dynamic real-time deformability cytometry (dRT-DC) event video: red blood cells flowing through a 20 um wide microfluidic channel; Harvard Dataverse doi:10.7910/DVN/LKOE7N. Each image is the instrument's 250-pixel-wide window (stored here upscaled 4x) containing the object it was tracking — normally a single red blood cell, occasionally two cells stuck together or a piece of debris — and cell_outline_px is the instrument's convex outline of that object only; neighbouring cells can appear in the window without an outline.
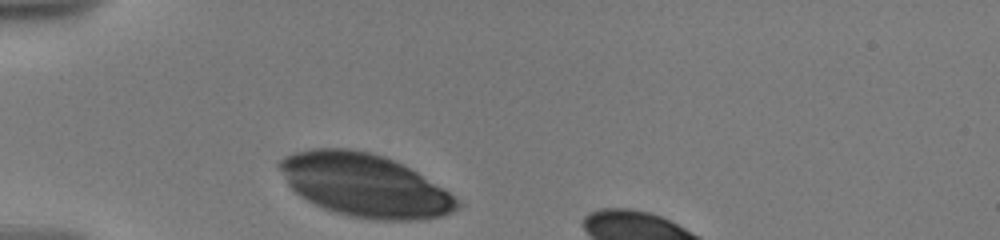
{"species": "human", "species_latin": "Homo sapiens", "temperature_condition": "warm", "stored_images_in_passage": 7, "camera_frame_rate_fps": 3000, "um_per_image_px": 0.085, "donor": {"sex": "male"}, "frame": {"image": 1, "passage_image": 1, "time_ms": 0.0, "image_size_px": [1000, 240], "cell_outline_px": [[460, 208], [452, 212], [440, 216], [416, 220], [372, 220], [348, 216], [324, 208], [300, 196], [288, 184], [276, 164], [284, 156], [296, 152], [312, 148], [352, 148], [384, 156], [404, 164], [444, 188], [460, 200]], "centroid_in_image_um": [31.01, 15.74], "position_along_channel_um": 54.0, "area_um2": 65.31}}